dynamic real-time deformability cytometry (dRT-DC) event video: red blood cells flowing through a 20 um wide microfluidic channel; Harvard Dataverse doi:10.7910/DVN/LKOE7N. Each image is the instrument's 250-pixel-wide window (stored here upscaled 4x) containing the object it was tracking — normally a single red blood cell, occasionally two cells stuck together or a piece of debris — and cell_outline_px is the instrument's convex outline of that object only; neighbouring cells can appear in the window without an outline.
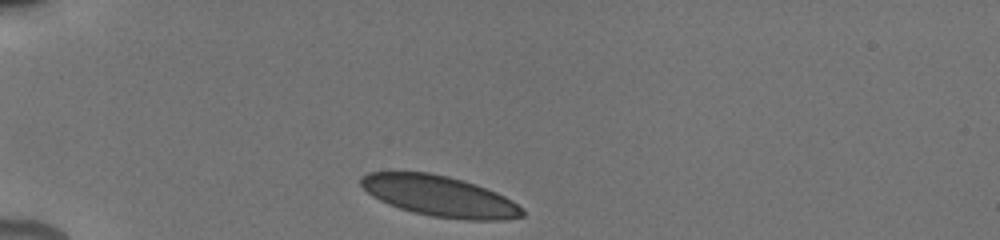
{"species": "human", "species_latin": "Homo sapiens", "temperature_condition": "cold", "stored_images_in_passage": 6, "camera_frame_rate_fps": 3000, "um_per_image_px": 0.085, "donor": {"sex": "male"}, "frame": {"image": 1, "passage_image": 1, "time_ms": 0.0, "image_size_px": [1000, 240], "cell_outline_px": [[524, 216], [504, 220], [468, 220], [432, 216], [400, 208], [388, 204], [372, 196], [360, 184], [360, 176], [368, 172], [428, 172], [448, 176], [476, 184], [496, 192], [512, 200], [524, 212]], "centroid_in_image_um": [37.35, 16.66], "position_along_channel_um": 47.6, "area_um2": 38.03}}